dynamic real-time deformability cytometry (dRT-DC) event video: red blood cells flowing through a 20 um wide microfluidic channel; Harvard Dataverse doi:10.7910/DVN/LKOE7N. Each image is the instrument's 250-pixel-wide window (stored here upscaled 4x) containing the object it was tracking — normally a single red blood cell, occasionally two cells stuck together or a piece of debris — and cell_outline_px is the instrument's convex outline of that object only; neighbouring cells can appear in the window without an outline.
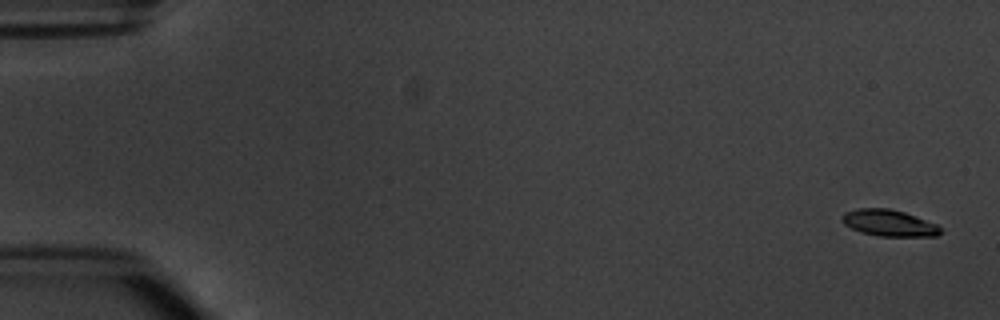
{"species": "common noctule bat (a hibernating species)", "species_latin": "Nyctalus noctula", "temperature_condition": "warm", "stored_images_in_passage": 6, "camera_frame_rate_fps": 3000, "um_per_image_px": 0.085, "animal": {"sex": "male", "body_mass_g": 20.1, "forearm_length_mm": 53.5}, "frame": {"image": 1, "passage_image": 1, "time_ms": 0.0, "image_size_px": [1000, 320], "cell_outline_px": [[944, 232], [936, 236], [880, 236], [860, 232], [844, 224], [840, 220], [840, 216], [844, 212], [856, 208], [888, 208], [904, 212], [936, 224]], "centroid_in_image_um": [75.52, 18.95], "position_along_channel_um": 9.5, "area_um2": 15.26}}
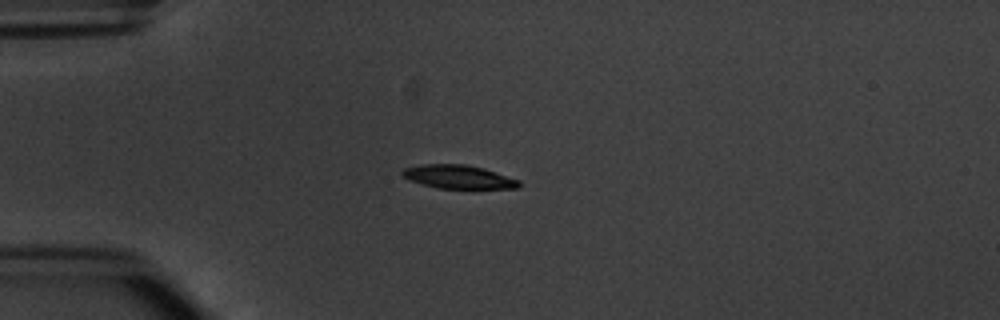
{"frame": {"image": 2, "passage_image": 4, "time_ms": 4.333, "image_size_px": [1000, 320], "cell_outline_px": [[520, 184], [516, 188], [436, 188], [408, 180], [400, 172], [404, 168], [420, 164], [464, 164], [484, 168], [520, 180]], "centroid_in_image_um": [38.93, 15.02], "position_along_channel_um": 46.1, "area_um2": 15.95}}